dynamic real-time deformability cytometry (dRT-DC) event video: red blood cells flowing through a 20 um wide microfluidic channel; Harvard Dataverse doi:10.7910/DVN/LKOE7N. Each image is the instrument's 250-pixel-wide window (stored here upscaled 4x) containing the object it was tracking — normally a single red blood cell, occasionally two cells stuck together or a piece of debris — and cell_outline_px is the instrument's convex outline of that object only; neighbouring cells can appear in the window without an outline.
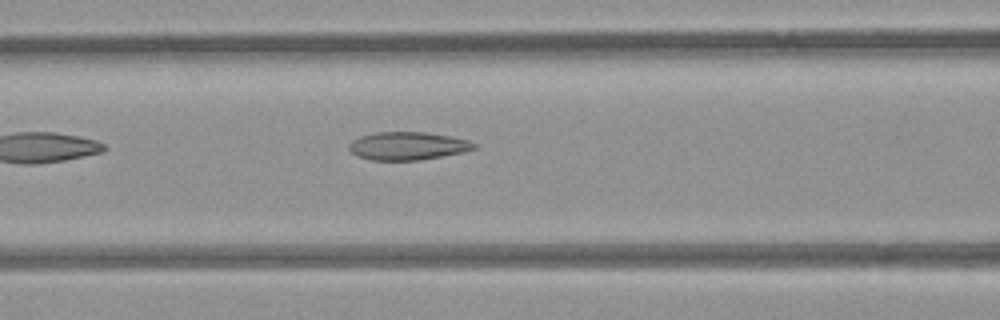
{"species": "common noctule bat (a hibernating species)", "species_latin": "Nyctalus noctula", "temperature_condition": "room temperature", "stored_images_in_passage": 7, "camera_frame_rate_fps": 3000, "um_per_image_px": 0.085, "animal": {"sex": "female", "body_mass_g": 21.9}, "frame": {"image": 1, "passage_image": 7, "time_ms": 2.0, "image_size_px": [1000, 320], "cell_outline_px": [[476, 148], [464, 152], [416, 160], [372, 160], [360, 156], [352, 152], [348, 148], [348, 144], [352, 140], [360, 136], [376, 132], [424, 132], [452, 136], [468, 140], [476, 144]], "centroid_in_image_um": [34.65, 12.39], "position_along_channel_um": 131.9, "area_um2": 20.29}}